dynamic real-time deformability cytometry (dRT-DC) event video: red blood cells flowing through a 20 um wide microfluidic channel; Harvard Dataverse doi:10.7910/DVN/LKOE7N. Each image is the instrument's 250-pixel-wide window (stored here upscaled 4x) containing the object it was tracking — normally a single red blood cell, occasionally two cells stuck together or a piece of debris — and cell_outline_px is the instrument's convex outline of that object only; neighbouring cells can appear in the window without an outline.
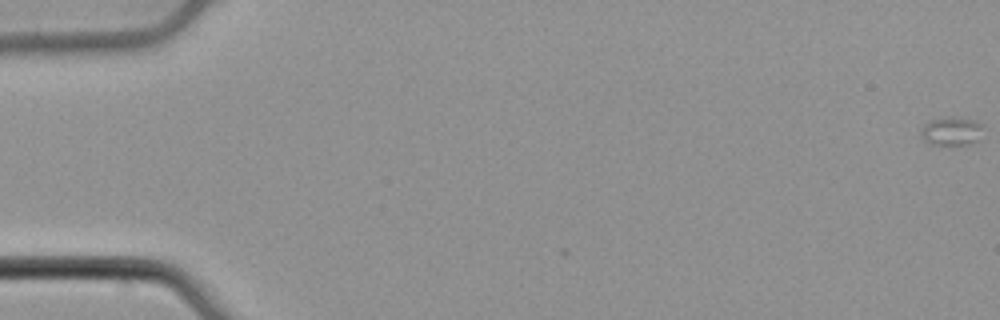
{"species": "common noctule bat (a hibernating species)", "species_latin": "Nyctalus noctula", "temperature_condition": "cold", "stored_images_in_passage": 56, "segment_of_instrument_passage": [1, 2], "camera_frame_rate_fps": 3000, "um_per_image_px": 0.085, "animal": {"sex": "male", "body_mass_g": 21.5, "forearm_length_mm": 52.0}, "frame": {"image": 1, "passage_image": 1, "time_ms": 0.0, "image_size_px": [1000, 320], "cell_outline_px": [[984, 124], [976, 140], [972, 144], [928, 144], [920, 136], [920, 132], [924, 124], [932, 120], [944, 116], [952, 116], [976, 120]], "centroid_in_image_um": [80.85, 11.12], "position_along_channel_um": 4.1, "area_um2": 10.4}}